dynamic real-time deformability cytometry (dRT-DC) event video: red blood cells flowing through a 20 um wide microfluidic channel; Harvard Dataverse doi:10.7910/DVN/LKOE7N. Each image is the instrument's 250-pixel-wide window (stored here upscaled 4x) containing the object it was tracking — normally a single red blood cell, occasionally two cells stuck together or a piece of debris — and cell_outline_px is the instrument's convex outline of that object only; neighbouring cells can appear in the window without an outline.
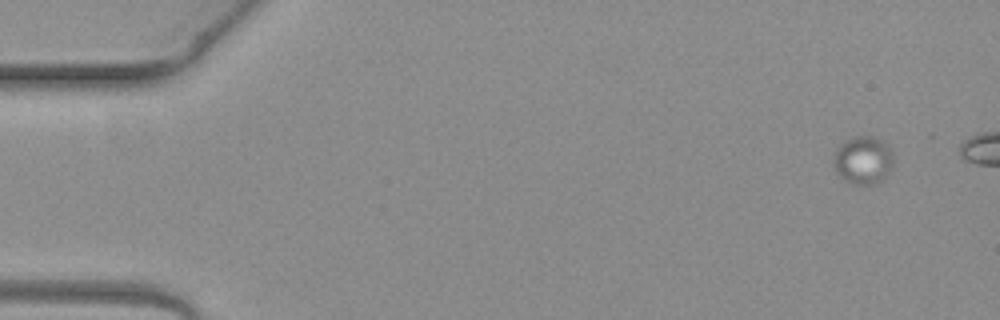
{"species": "common noctule bat (a hibernating species)", "species_latin": "Nyctalus noctula", "temperature_condition": "warm", "stored_images_in_passage": 6, "segment_of_instrument_passage": [1, 2], "camera_frame_rate_fps": 3000, "um_per_image_px": 0.085, "animal": {"sex": "female", "body_mass_g": 19.3, "forearm_length_mm": 54.1}, "frame": {"image": 1, "passage_image": 1, "time_ms": 0.0, "image_size_px": [1000, 320], "cell_outline_px": [[892, 168], [876, 184], [852, 184], [844, 180], [836, 172], [832, 160], [836, 148], [844, 140], [852, 136], [876, 136], [892, 152]], "centroid_in_image_um": [73.31, 13.6], "position_along_channel_um": 11.7, "area_um2": 16.76}}
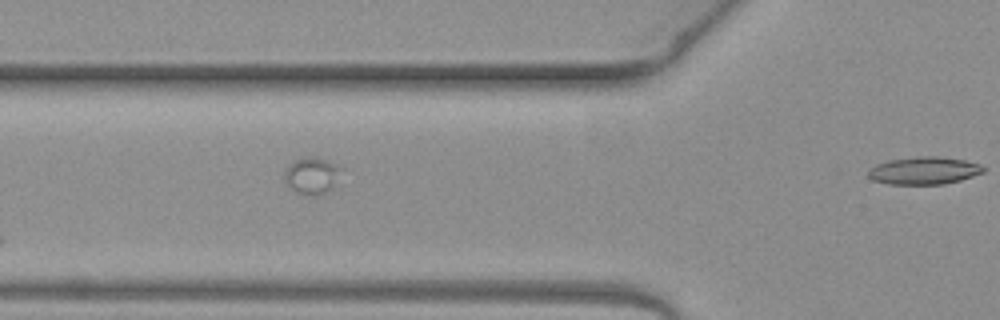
{"frame": {"image": 2, "passage_image": 5, "time_ms": 1.333, "image_size_px": [1000, 320], "cell_outline_px": [[340, 168], [328, 192], [316, 196], [304, 196], [296, 192], [288, 184], [284, 176], [284, 172], [288, 164], [304, 156], [312, 156], [324, 160]], "centroid_in_image_um": [26.41, 14.94], "position_along_channel_um": 99.4, "area_um2": 11.68}}